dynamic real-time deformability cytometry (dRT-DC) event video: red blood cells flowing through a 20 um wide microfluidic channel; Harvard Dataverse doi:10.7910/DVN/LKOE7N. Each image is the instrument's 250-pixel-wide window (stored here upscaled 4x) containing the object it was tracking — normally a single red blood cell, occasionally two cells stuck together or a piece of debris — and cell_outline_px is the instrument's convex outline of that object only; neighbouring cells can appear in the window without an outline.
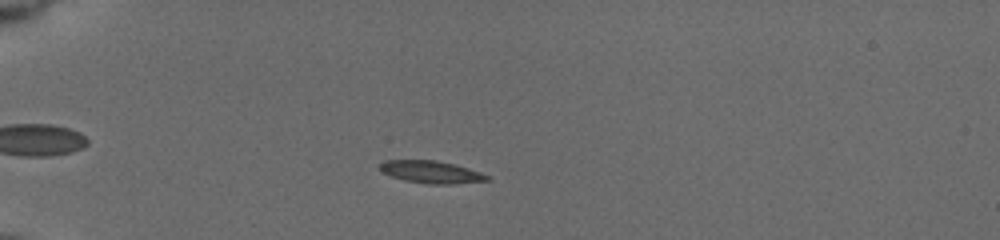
{"species": "common noctule bat (a hibernating species)", "species_latin": "Nyctalus noctula", "temperature_condition": "cold", "stored_images_in_passage": 52, "camera_frame_rate_fps": 3000, "um_per_image_px": 0.085, "animal": {"sex": "female", "body_mass_g": 19.5, "forearm_length_mm": 54.1}, "frame": {"image": 1, "passage_image": 13, "time_ms": 4.0, "image_size_px": [1000, 240], "cell_outline_px": [[492, 180], [452, 184], [428, 184], [404, 180], [380, 172], [380, 164], [384, 160], [436, 160], [468, 168], [480, 172], [488, 176]], "centroid_in_image_um": [36.64, 14.62], "position_along_channel_um": 48.4, "area_um2": 13.93}}
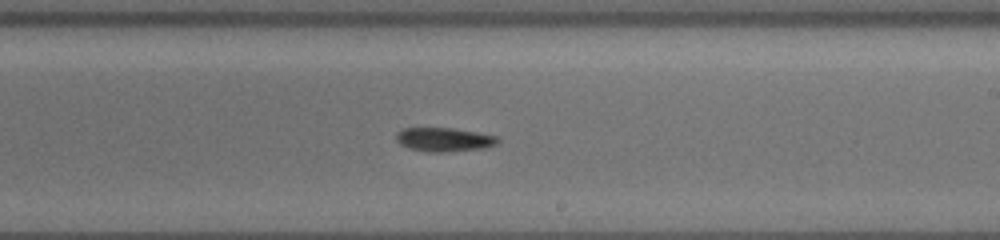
{"frame": {"image": 2, "passage_image": 32, "time_ms": 10.333, "image_size_px": [1000, 240], "cell_outline_px": [[500, 140], [496, 144], [484, 148], [448, 152], [428, 152], [408, 148], [400, 144], [396, 140], [396, 132], [400, 128], [452, 128], [476, 132], [496, 136]], "centroid_in_image_um": [37.71, 11.86], "position_along_channel_um": 251.3, "area_um2": 14.22}}
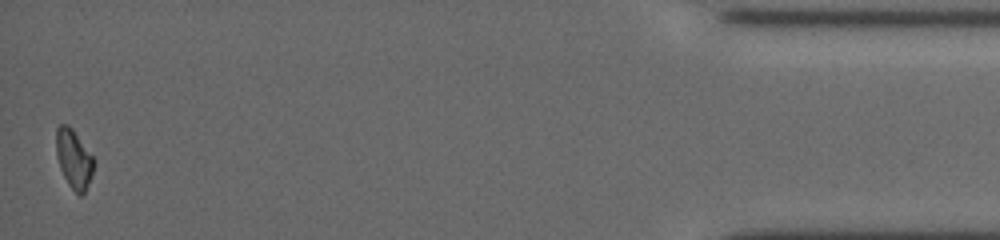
{"frame": {"image": 3, "passage_image": 52, "time_ms": 17.0, "image_size_px": [1000, 240], "cell_outline_px": [[96, 160], [88, 184], [84, 192], [80, 196], [68, 184], [60, 168], [56, 156], [56, 128], [60, 124], [68, 124], [72, 128]], "centroid_in_image_um": [6.27, 13.47], "position_along_channel_um": 428.9, "area_um2": 12.89}, "authors_computed_cell_mechanics": {"area_um2": 13.8142, "velocity_mm_per_s": 3.7531, "shape_relaxation_time_tau1_ms": 7.9293, "shape_relaxation_time_tau2_ms": null, "deformation_change_tau1": 0.1663, "deformation_change_tau2": null}}